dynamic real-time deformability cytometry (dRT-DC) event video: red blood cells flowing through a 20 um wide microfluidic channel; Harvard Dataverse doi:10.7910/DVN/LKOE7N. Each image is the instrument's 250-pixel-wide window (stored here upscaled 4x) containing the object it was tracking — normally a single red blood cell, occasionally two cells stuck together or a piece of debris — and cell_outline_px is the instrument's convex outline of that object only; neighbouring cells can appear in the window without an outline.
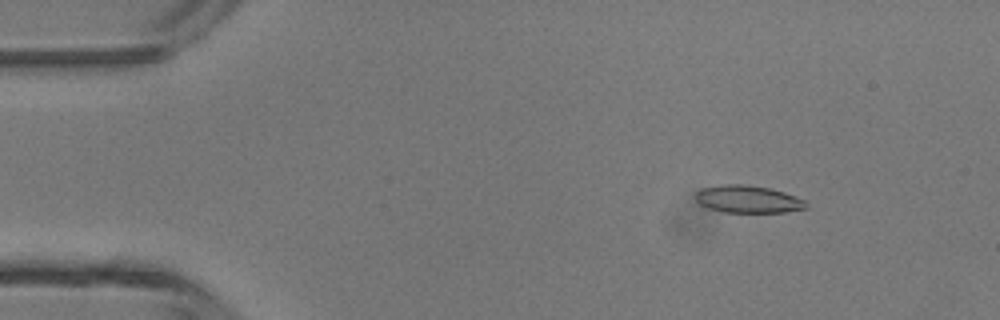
{"species": "common noctule bat (a hibernating species)", "species_latin": "Nyctalus noctula", "temperature_condition": "room temperature", "stored_images_in_passage": 42, "camera_frame_rate_fps": 3000, "um_per_image_px": 0.085, "animal": {"sex": "male", "body_mass_g": 13.3}, "frame": {"image": 1, "passage_image": 1, "time_ms": 0.0, "image_size_px": [1000, 320], "cell_outline_px": [[808, 208], [784, 212], [724, 212], [708, 208], [700, 204], [696, 200], [696, 192], [700, 188], [720, 184], [744, 184], [772, 188], [784, 192], [804, 200], [808, 204]], "centroid_in_image_um": [63.57, 16.92], "position_along_channel_um": 21.4, "area_um2": 17.8}}
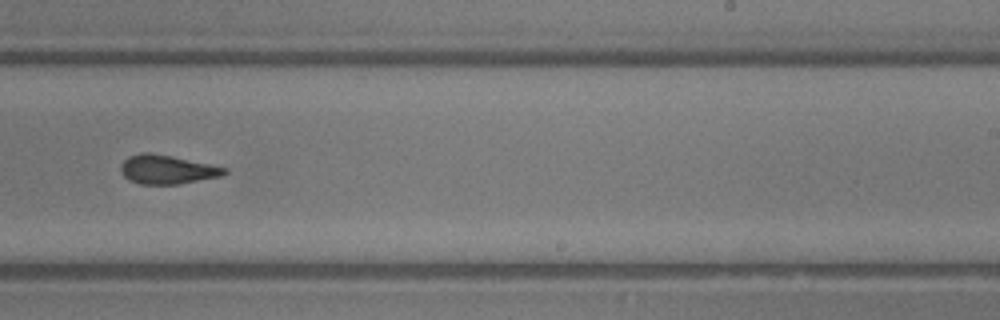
{"frame": {"image": 2, "passage_image": 24, "time_ms": 7.667, "image_size_px": [1000, 320], "cell_outline_px": [[228, 172], [224, 176], [180, 184], [140, 184], [128, 180], [120, 172], [120, 164], [128, 156], [144, 152], [148, 152], [172, 156], [228, 168]], "centroid_in_image_um": [14.21, 14.41], "position_along_channel_um": 274.8, "area_um2": 17.69}}
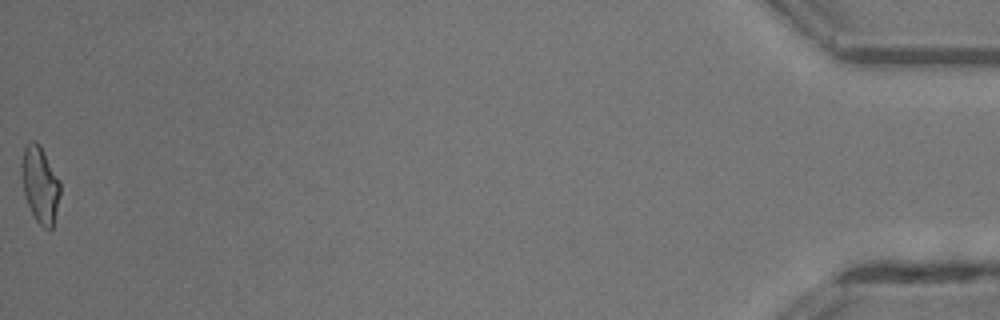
{"frame": {"image": 3, "passage_image": 42, "time_ms": 13.667, "image_size_px": [1000, 320], "cell_outline_px": [[60, 196], [52, 228], [48, 232], [36, 220], [28, 204], [24, 192], [20, 168], [20, 164], [24, 148], [28, 140], [36, 140], [40, 144], [60, 180]], "centroid_in_image_um": [3.4, 15.64], "position_along_channel_um": 431.8, "area_um2": 17.4}, "authors_computed_cell_mechanics": {"area_um2": 17.7446, "velocity_mm_per_s": 4.3765, "shape_relaxation_time_tau1_ms": null, "shape_relaxation_time_tau2_ms": 1.841, "deformation_change_tau1": null, "deformation_change_tau2": 0.095}}